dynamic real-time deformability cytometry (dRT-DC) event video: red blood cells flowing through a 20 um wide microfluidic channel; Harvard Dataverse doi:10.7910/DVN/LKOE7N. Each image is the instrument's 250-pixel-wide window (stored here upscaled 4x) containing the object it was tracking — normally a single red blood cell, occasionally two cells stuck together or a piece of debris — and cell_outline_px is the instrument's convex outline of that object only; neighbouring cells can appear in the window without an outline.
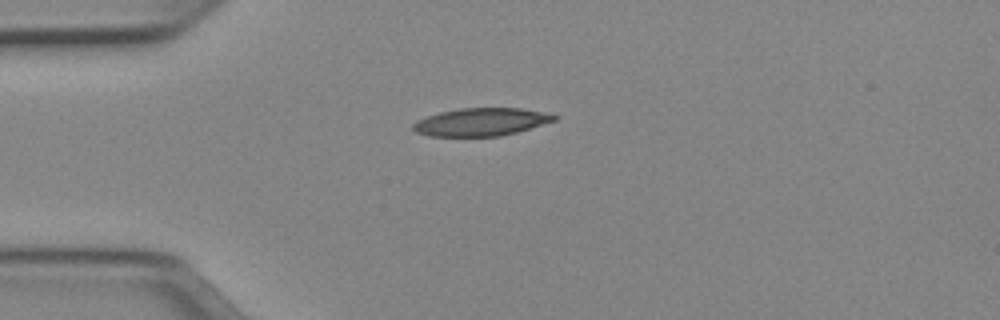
{"species": "Egyptian fruit bat (a non-hibernating species)", "species_latin": "Rousettus aegyptiacus", "temperature_condition": "cold", "stored_images_in_passage": 39, "camera_frame_rate_fps": 3000, "um_per_image_px": 0.085, "animal": {"sex": "female"}, "frame": {"image": 1, "passage_image": 1, "time_ms": 0.0, "image_size_px": [1000, 320], "cell_outline_px": [[560, 116], [556, 120], [516, 132], [500, 136], [428, 136], [416, 132], [412, 128], [412, 124], [416, 120], [440, 112], [460, 108], [520, 108]], "centroid_in_image_um": [40.85, 10.37], "position_along_channel_um": 44.1, "area_um2": 22.72}}
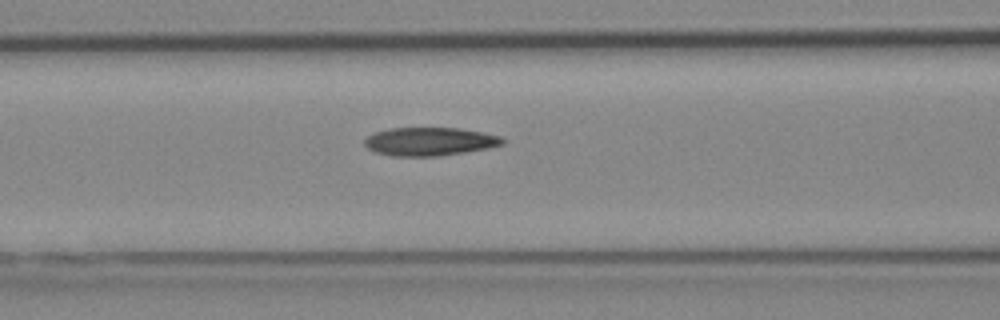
{"frame": {"image": 2, "passage_image": 9, "time_ms": 2.667, "image_size_px": [1000, 320], "cell_outline_px": [[504, 144], [488, 148], [440, 156], [392, 156], [376, 152], [368, 148], [364, 144], [364, 140], [368, 136], [376, 132], [392, 128], [460, 128], [484, 132], [500, 136], [504, 140]], "centroid_in_image_um": [36.54, 12.03], "position_along_channel_um": 130.1, "area_um2": 22.72}}
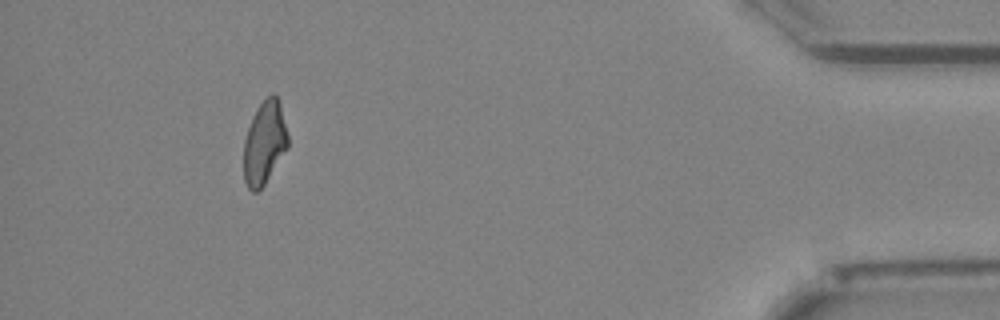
{"frame": {"image": 3, "passage_image": 35, "time_ms": 11.333, "image_size_px": [1000, 320], "cell_outline_px": [[288, 148], [264, 184], [256, 192], [252, 192], [248, 188], [244, 180], [244, 140], [252, 116], [256, 108], [272, 92], [280, 100], [288, 136]], "centroid_in_image_um": [22.48, 12.11], "position_along_channel_um": 412.7, "area_um2": 21.44}, "authors_computed_cell_mechanics": {"area_um2": 22.7154, "velocity_mm_per_s": 3.9754, "shape_relaxation_time_tau1_ms": null, "shape_relaxation_time_tau2_ms": 7.9635, "deformation_change_tau1": null, "deformation_change_tau2": 0.1784}}